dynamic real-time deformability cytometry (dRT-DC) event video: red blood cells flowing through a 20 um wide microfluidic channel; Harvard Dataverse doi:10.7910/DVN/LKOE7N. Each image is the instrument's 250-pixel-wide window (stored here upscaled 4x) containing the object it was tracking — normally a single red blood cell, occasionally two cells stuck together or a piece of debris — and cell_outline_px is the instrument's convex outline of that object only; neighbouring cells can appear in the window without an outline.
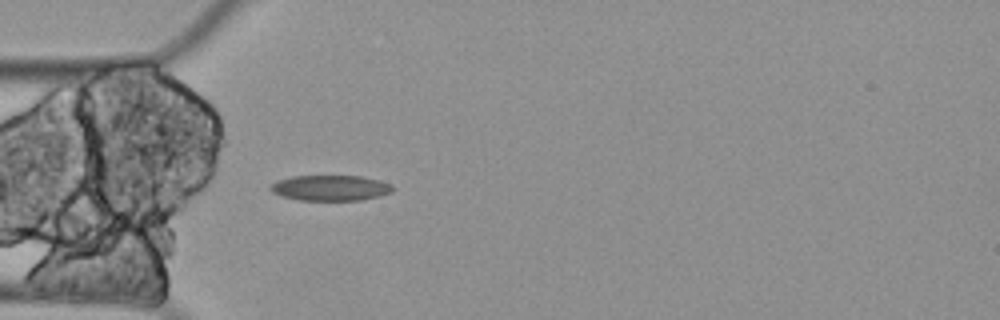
{"species": "Egyptian fruit bat (a non-hibernating species)", "species_latin": "Rousettus aegyptiacus", "temperature_condition": "cold", "stored_images_in_passage": 5, "camera_frame_rate_fps": 3000, "um_per_image_px": 0.085, "animal": {"sex": "female"}, "frame": {"image": 1, "passage_image": 5, "time_ms": 1.333, "image_size_px": [1000, 320], "cell_outline_px": [[392, 192], [380, 196], [360, 200], [300, 200], [280, 196], [272, 192], [268, 188], [268, 184], [276, 180], [292, 176], [360, 176], [380, 180], [392, 184]], "centroid_in_image_um": [28.03, 15.97], "position_along_channel_um": 57.0, "area_um2": 18.38}}